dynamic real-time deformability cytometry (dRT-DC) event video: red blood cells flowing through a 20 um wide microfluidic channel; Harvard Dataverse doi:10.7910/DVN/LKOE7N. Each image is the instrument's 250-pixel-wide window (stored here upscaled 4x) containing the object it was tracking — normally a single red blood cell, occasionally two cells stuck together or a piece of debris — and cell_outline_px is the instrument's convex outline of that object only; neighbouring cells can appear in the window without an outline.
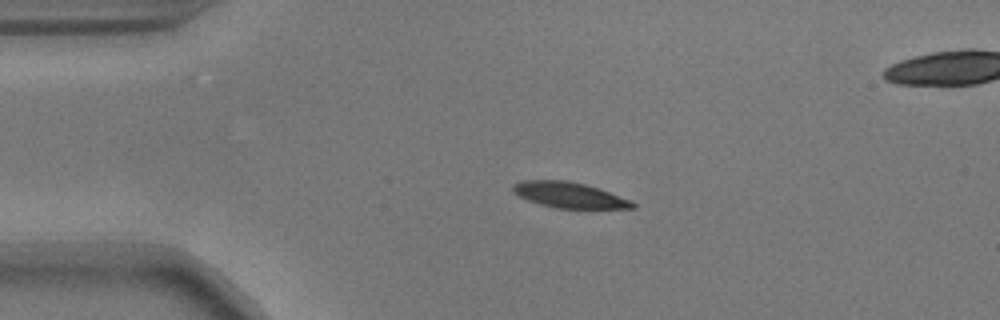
{"species": "common noctule bat (a hibernating species)", "species_latin": "Nyctalus noctula", "temperature_condition": "warm", "stored_images_in_passage": 45, "camera_frame_rate_fps": 3000, "um_per_image_px": 0.085, "animal": {"sex": "male", "body_mass_g": 17.9}, "frame": {"image": 1, "passage_image": 1, "time_ms": 0.0, "image_size_px": [1000, 320], "cell_outline_px": [[636, 208], [556, 208], [540, 204], [528, 200], [520, 196], [512, 188], [512, 184], [520, 180], [568, 180], [600, 188], [632, 200], [636, 204]], "centroid_in_image_um": [48.42, 16.57], "position_along_channel_um": 36.6, "area_um2": 17.92}}
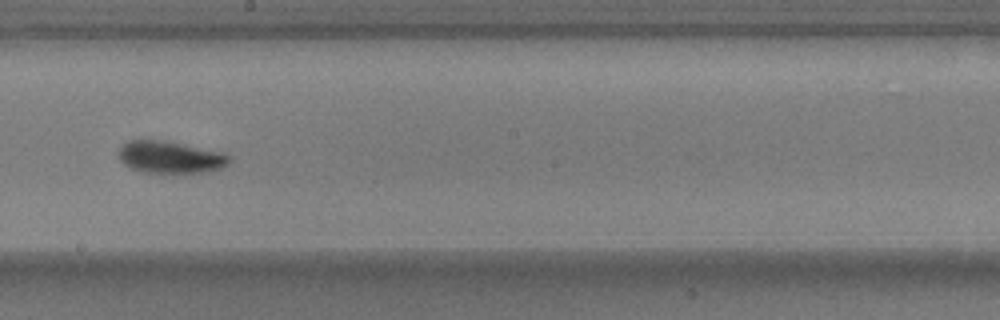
{"frame": {"image": 2, "passage_image": 20, "time_ms": 6.333, "image_size_px": [1000, 320], "cell_outline_px": [[232, 160], [228, 164], [220, 168], [208, 172], [144, 172], [132, 168], [124, 164], [120, 160], [120, 148], [128, 140], [160, 140], [220, 152], [228, 156]], "centroid_in_image_um": [14.46, 13.36], "position_along_channel_um": 233.7, "area_um2": 20.11}}
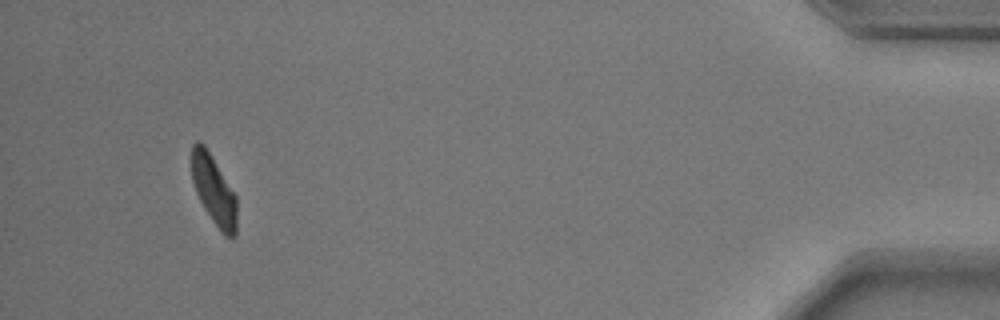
{"frame": {"image": 3, "passage_image": 41, "time_ms": 13.333, "image_size_px": [1000, 320], "cell_outline_px": [[236, 236], [232, 240], [224, 236], [220, 232], [204, 208], [196, 192], [192, 180], [192, 144], [196, 140], [200, 140], [204, 144], [236, 196]], "centroid_in_image_um": [18.18, 16.2], "position_along_channel_um": 417.0, "area_um2": 18.21}, "authors_computed_cell_mechanics": {"area_um2": 19.4208, "velocity_mm_per_s": 3.649, "shape_relaxation_time_tau1_ms": 2.4199, "shape_relaxation_time_tau2_ms": 1.5097, "deformation_change_tau1": 0.1279, "deformation_change_tau2": 0.0727}}